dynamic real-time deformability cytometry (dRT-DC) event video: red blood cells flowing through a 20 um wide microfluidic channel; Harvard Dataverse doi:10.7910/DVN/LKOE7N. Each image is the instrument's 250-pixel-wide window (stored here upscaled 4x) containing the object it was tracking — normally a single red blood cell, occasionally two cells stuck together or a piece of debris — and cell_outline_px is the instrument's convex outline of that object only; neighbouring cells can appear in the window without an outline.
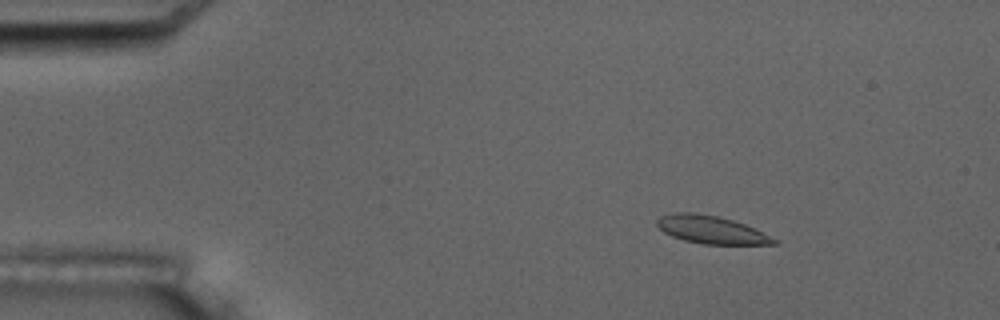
{"species": "common noctule bat (a hibernating species)", "species_latin": "Nyctalus noctula", "temperature_condition": "room temperature", "stored_images_in_passage": 4, "camera_frame_rate_fps": 3000, "um_per_image_px": 0.085, "animal": {"sex": "male", "body_mass_g": 17.5, "forearm_length_mm": 52.3}, "frame": {"image": 1, "passage_image": 2, "time_ms": 1.0, "image_size_px": [1000, 320], "cell_outline_px": [[780, 240], [776, 244], [704, 244], [684, 240], [672, 236], [664, 232], [656, 224], [656, 220], [660, 216], [676, 212], [696, 212], [716, 216], [732, 220], [744, 224]], "centroid_in_image_um": [60.44, 19.52], "position_along_channel_um": 24.6, "area_um2": 18.84}}